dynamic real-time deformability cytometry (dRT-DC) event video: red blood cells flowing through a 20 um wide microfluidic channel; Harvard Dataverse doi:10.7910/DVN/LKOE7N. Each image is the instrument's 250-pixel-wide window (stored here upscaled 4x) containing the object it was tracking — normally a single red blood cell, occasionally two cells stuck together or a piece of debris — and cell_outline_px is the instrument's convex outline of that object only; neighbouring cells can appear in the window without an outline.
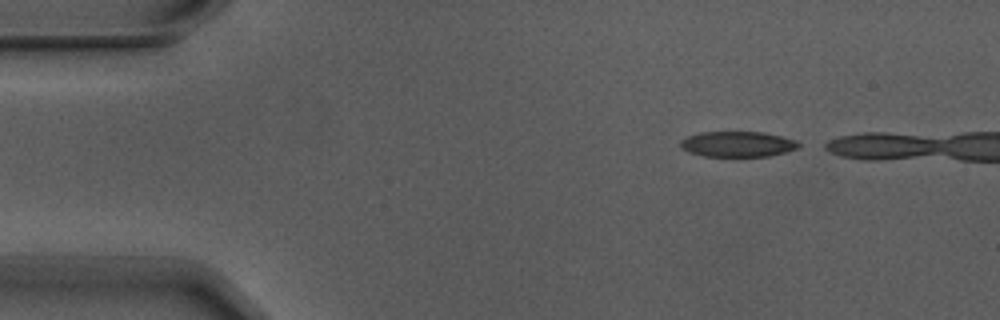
{"species": "Egyptian fruit bat (a non-hibernating species)", "species_latin": "Rousettus aegyptiacus", "temperature_condition": "warm", "stored_images_in_passage": 2, "camera_frame_rate_fps": 3000, "um_per_image_px": 0.085, "animal": {"sex": "male"}, "frame": {"image": 1, "passage_image": 1, "time_ms": 0.0, "image_size_px": [1000, 320], "cell_outline_px": [[800, 148], [768, 156], [704, 156], [688, 152], [680, 144], [680, 140], [688, 136], [700, 132], [764, 132], [796, 140], [800, 144]], "centroid_in_image_um": [62.71, 12.24], "position_along_channel_um": 22.3, "area_um2": 17.46}}